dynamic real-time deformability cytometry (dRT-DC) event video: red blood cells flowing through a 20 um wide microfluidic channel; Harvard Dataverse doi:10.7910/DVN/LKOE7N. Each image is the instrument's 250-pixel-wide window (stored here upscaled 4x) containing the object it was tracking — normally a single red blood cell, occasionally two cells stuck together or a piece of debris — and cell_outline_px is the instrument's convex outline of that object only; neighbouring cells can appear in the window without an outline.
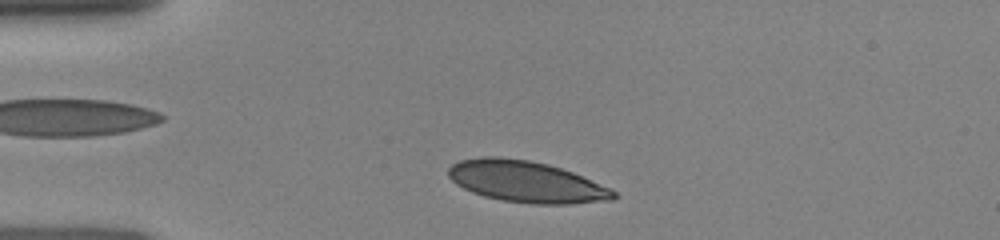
{"species": "human", "species_latin": "Homo sapiens", "temperature_condition": "room temperature", "stored_images_in_passage": 20, "camera_frame_rate_fps": 3000, "um_per_image_px": 0.085, "donor": {"sex": "female"}, "frame": {"image": 1, "passage_image": 6, "time_ms": 1.0, "image_size_px": [1000, 240], "cell_outline_px": [[616, 196], [612, 200], [568, 204], [532, 204], [500, 200], [484, 196], [472, 192], [456, 184], [448, 176], [448, 168], [452, 164], [460, 160], [480, 156], [500, 156], [528, 160], [548, 164], [572, 172], [612, 188], [616, 192]], "centroid_in_image_um": [44.72, 15.44], "position_along_channel_um": 40.3, "area_um2": 40.0}}
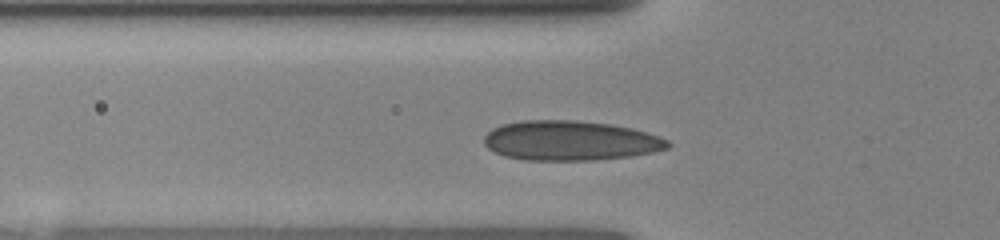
{"frame": {"image": 2, "passage_image": 15, "time_ms": 2.667, "image_size_px": [1000, 240], "cell_outline_px": [[672, 144], [668, 148], [652, 152], [632, 156], [592, 160], [524, 160], [504, 156], [488, 148], [484, 144], [484, 136], [492, 128], [504, 124], [520, 120], [576, 120], [612, 124], [632, 128], [660, 136], [668, 140]], "centroid_in_image_um": [48.48, 11.95], "position_along_channel_um": 77.3, "area_um2": 42.77}}